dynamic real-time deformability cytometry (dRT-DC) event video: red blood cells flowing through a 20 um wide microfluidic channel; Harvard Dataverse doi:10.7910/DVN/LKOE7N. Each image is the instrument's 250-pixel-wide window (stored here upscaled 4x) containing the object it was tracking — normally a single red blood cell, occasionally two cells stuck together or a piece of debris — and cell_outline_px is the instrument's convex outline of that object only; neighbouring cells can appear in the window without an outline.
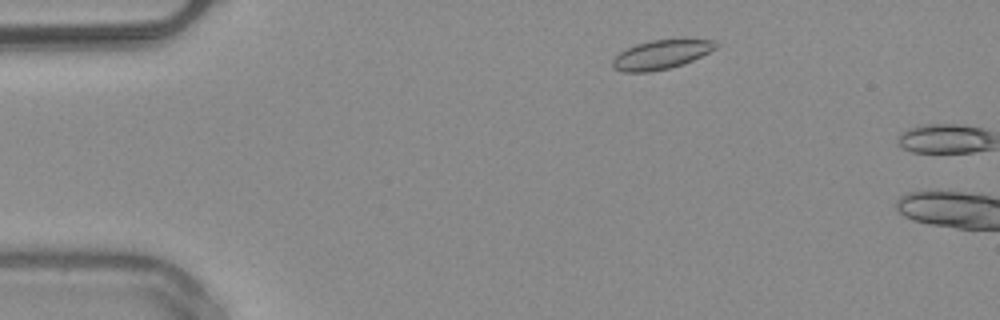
{"species": "common noctule bat (a hibernating species)", "species_latin": "Nyctalus noctula", "temperature_condition": "warm", "stored_images_in_passage": 3, "camera_frame_rate_fps": 3000, "um_per_image_px": 0.085, "animal": {"sex": "male", "body_mass_g": 20.4}, "frame": {"image": 1, "passage_image": 2, "time_ms": 0.333, "image_size_px": [1000, 320], "cell_outline_px": [[720, 44], [716, 48], [684, 64], [668, 68], [648, 72], [624, 72], [612, 68], [612, 60], [620, 52], [636, 44], [648, 40], [712, 40]], "centroid_in_image_um": [56.16, 4.65], "position_along_channel_um": 28.8, "area_um2": 17.22}}